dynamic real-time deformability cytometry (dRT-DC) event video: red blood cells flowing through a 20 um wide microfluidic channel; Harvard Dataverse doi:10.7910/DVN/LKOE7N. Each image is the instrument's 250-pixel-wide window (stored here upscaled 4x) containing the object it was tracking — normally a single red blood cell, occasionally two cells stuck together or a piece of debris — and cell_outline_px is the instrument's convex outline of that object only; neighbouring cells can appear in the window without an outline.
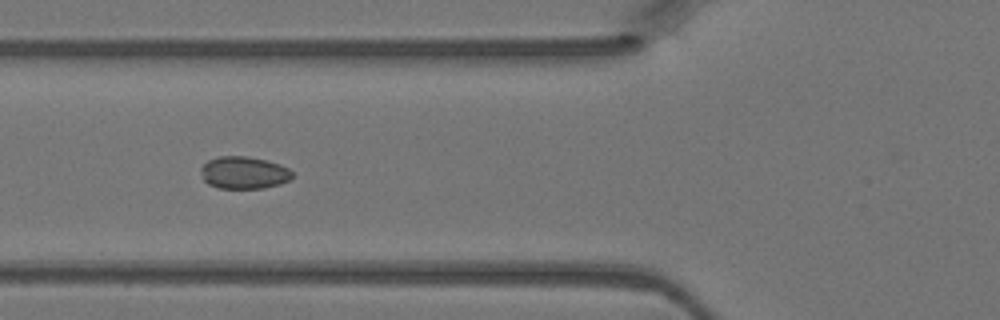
{"species": "Egyptian fruit bat (a non-hibernating species)", "species_latin": "Rousettus aegyptiacus", "temperature_condition": "warm", "stored_images_in_passage": 3, "camera_frame_rate_fps": 3000, "um_per_image_px": 0.085, "animal": {"sex": "female"}, "frame": {"image": 1, "passage_image": 3, "time_ms": 0.667, "image_size_px": [1000, 320], "cell_outline_px": [[292, 176], [288, 180], [280, 184], [264, 188], [220, 188], [208, 184], [204, 180], [200, 172], [200, 168], [208, 160], [220, 156], [244, 156], [268, 160], [280, 164], [288, 168], [292, 172]], "centroid_in_image_um": [20.72, 14.67], "position_along_channel_um": 105.1, "area_um2": 17.22}}